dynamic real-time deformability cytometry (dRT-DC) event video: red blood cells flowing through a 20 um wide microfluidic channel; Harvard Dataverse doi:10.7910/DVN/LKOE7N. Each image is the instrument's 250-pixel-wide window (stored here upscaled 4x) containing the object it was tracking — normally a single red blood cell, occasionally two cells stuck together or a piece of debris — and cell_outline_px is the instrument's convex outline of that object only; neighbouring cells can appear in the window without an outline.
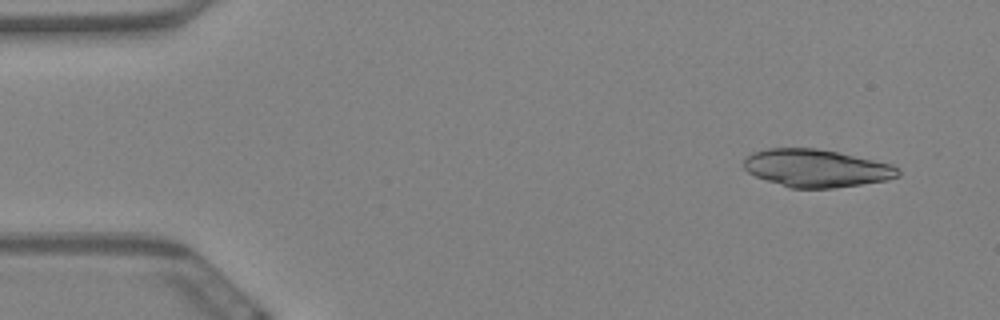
{"species": "Egyptian fruit bat (a non-hibernating species)", "species_latin": "Rousettus aegyptiacus", "temperature_condition": "warm", "stored_images_in_passage": 42, "camera_frame_rate_fps": 3000, "um_per_image_px": 0.085, "animal": {"sex": "female"}, "frame": {"image": 1, "passage_image": 4, "time_ms": 1.0, "image_size_px": [1000, 320], "cell_outline_px": [[900, 176], [888, 180], [832, 188], [788, 188], [756, 176], [748, 172], [744, 168], [744, 160], [752, 152], [768, 148], [816, 148], [836, 152], [892, 164], [900, 172]], "centroid_in_image_um": [69.37, 14.3], "position_along_channel_um": 15.6, "area_um2": 33.7}}